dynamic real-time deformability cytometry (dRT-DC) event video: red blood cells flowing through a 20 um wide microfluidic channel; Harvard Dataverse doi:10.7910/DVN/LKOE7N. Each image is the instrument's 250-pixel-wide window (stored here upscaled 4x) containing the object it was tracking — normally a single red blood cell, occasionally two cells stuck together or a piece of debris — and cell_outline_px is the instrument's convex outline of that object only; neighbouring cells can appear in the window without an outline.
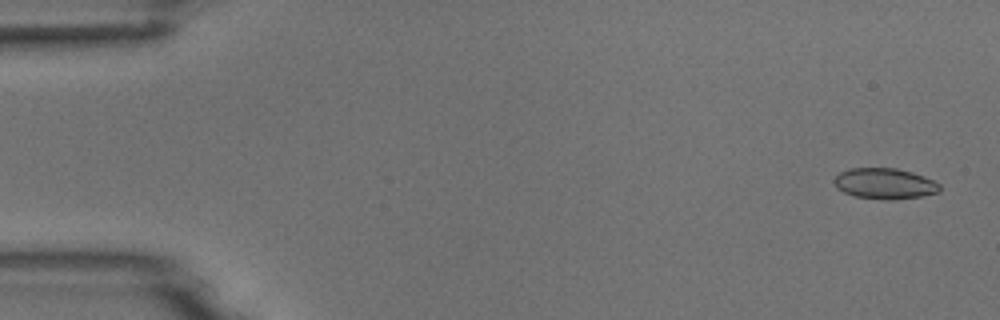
{"species": "common noctule bat (a hibernating species)", "species_latin": "Nyctalus noctula", "temperature_condition": "room temperature", "stored_images_in_passage": 4, "camera_frame_rate_fps": 3000, "um_per_image_px": 0.085, "animal": {"sex": "male", "body_mass_g": 18.8}, "frame": {"image": 1, "passage_image": 1, "time_ms": 0.0, "image_size_px": [1000, 320], "cell_outline_px": [[940, 192], [920, 196], [896, 200], [884, 200], [856, 196], [844, 192], [836, 188], [832, 180], [840, 172], [848, 168], [896, 168], [912, 172], [924, 176], [940, 184]], "centroid_in_image_um": [75.18, 15.6], "position_along_channel_um": 9.8, "area_um2": 19.07}}
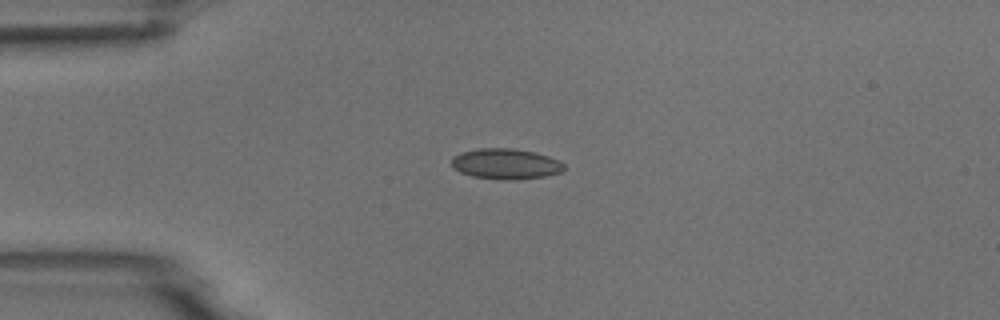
{"frame": {"image": 2, "passage_image": 4, "time_ms": 3.667, "image_size_px": [1000, 320], "cell_outline_px": [[564, 168], [560, 172], [544, 176], [516, 180], [504, 180], [472, 176], [460, 172], [452, 168], [452, 156], [460, 152], [476, 148], [512, 148], [532, 152], [548, 156], [560, 160], [564, 164]], "centroid_in_image_um": [42.95, 13.92], "position_along_channel_um": 42.1, "area_um2": 20.11}}